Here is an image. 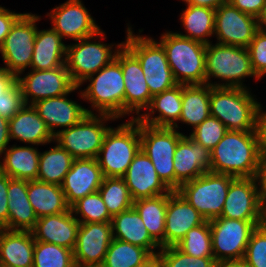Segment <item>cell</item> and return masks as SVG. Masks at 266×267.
Segmentation results:
<instances>
[{"label":"cell","instance_id":"6da1fadb","mask_svg":"<svg viewBox=\"0 0 266 267\" xmlns=\"http://www.w3.org/2000/svg\"><path fill=\"white\" fill-rule=\"evenodd\" d=\"M260 154L255 131H227L211 150L210 172L255 177Z\"/></svg>","mask_w":266,"mask_h":267},{"label":"cell","instance_id":"7a4b0ae2","mask_svg":"<svg viewBox=\"0 0 266 267\" xmlns=\"http://www.w3.org/2000/svg\"><path fill=\"white\" fill-rule=\"evenodd\" d=\"M178 84H205L206 44L166 32L160 42Z\"/></svg>","mask_w":266,"mask_h":267},{"label":"cell","instance_id":"3957f363","mask_svg":"<svg viewBox=\"0 0 266 267\" xmlns=\"http://www.w3.org/2000/svg\"><path fill=\"white\" fill-rule=\"evenodd\" d=\"M261 104L246 87H212L210 85V113L228 131H255L256 113Z\"/></svg>","mask_w":266,"mask_h":267},{"label":"cell","instance_id":"277c9868","mask_svg":"<svg viewBox=\"0 0 266 267\" xmlns=\"http://www.w3.org/2000/svg\"><path fill=\"white\" fill-rule=\"evenodd\" d=\"M140 150V122L136 118L105 135L97 161L104 177H123Z\"/></svg>","mask_w":266,"mask_h":267},{"label":"cell","instance_id":"5b68a950","mask_svg":"<svg viewBox=\"0 0 266 267\" xmlns=\"http://www.w3.org/2000/svg\"><path fill=\"white\" fill-rule=\"evenodd\" d=\"M124 46L139 60L145 81L152 96L176 86L166 53L160 43L152 38L134 35L131 27L127 29Z\"/></svg>","mask_w":266,"mask_h":267},{"label":"cell","instance_id":"8992f818","mask_svg":"<svg viewBox=\"0 0 266 267\" xmlns=\"http://www.w3.org/2000/svg\"><path fill=\"white\" fill-rule=\"evenodd\" d=\"M211 76L222 79L223 81L226 80V83H210ZM248 76H254L259 80L252 69L247 48L219 43L215 45L209 43L206 45L205 84L211 85L212 87L244 88L241 80Z\"/></svg>","mask_w":266,"mask_h":267},{"label":"cell","instance_id":"52a82bcc","mask_svg":"<svg viewBox=\"0 0 266 267\" xmlns=\"http://www.w3.org/2000/svg\"><path fill=\"white\" fill-rule=\"evenodd\" d=\"M86 80L90 84L81 92V98L89 100L99 114L111 115L117 119L124 116V78L121 64L116 59L82 83Z\"/></svg>","mask_w":266,"mask_h":267},{"label":"cell","instance_id":"ba28073f","mask_svg":"<svg viewBox=\"0 0 266 267\" xmlns=\"http://www.w3.org/2000/svg\"><path fill=\"white\" fill-rule=\"evenodd\" d=\"M235 178L207 171L183 183L176 191L209 221L221 216L228 188Z\"/></svg>","mask_w":266,"mask_h":267},{"label":"cell","instance_id":"9c48e42d","mask_svg":"<svg viewBox=\"0 0 266 267\" xmlns=\"http://www.w3.org/2000/svg\"><path fill=\"white\" fill-rule=\"evenodd\" d=\"M183 136L173 127L140 123V149L153 163L158 177L172 191H175L174 152Z\"/></svg>","mask_w":266,"mask_h":267},{"label":"cell","instance_id":"30bf717a","mask_svg":"<svg viewBox=\"0 0 266 267\" xmlns=\"http://www.w3.org/2000/svg\"><path fill=\"white\" fill-rule=\"evenodd\" d=\"M110 119L116 118L106 114H87L70 128L57 130L54 141L74 159L97 158L105 135L110 129L104 122Z\"/></svg>","mask_w":266,"mask_h":267},{"label":"cell","instance_id":"8fae6325","mask_svg":"<svg viewBox=\"0 0 266 267\" xmlns=\"http://www.w3.org/2000/svg\"><path fill=\"white\" fill-rule=\"evenodd\" d=\"M103 34L104 32L100 30L92 36L77 40L76 44L67 45L65 66L76 86L80 87L86 78L110 64L115 59L117 51L124 45V43L118 44V49L113 54L111 50L113 45L89 41L96 38L95 36L104 38Z\"/></svg>","mask_w":266,"mask_h":267},{"label":"cell","instance_id":"7c38bea8","mask_svg":"<svg viewBox=\"0 0 266 267\" xmlns=\"http://www.w3.org/2000/svg\"><path fill=\"white\" fill-rule=\"evenodd\" d=\"M38 20L37 15L23 13L12 25L0 49L6 66L2 68L16 77L31 65L38 29L35 22Z\"/></svg>","mask_w":266,"mask_h":267},{"label":"cell","instance_id":"4fadbf2b","mask_svg":"<svg viewBox=\"0 0 266 267\" xmlns=\"http://www.w3.org/2000/svg\"><path fill=\"white\" fill-rule=\"evenodd\" d=\"M213 258L217 262L244 258L252 232L263 222H250L217 217L209 220Z\"/></svg>","mask_w":266,"mask_h":267},{"label":"cell","instance_id":"5bb4252c","mask_svg":"<svg viewBox=\"0 0 266 267\" xmlns=\"http://www.w3.org/2000/svg\"><path fill=\"white\" fill-rule=\"evenodd\" d=\"M255 177H236L228 193L220 217L263 222L266 207L261 203Z\"/></svg>","mask_w":266,"mask_h":267},{"label":"cell","instance_id":"9a60e30c","mask_svg":"<svg viewBox=\"0 0 266 267\" xmlns=\"http://www.w3.org/2000/svg\"><path fill=\"white\" fill-rule=\"evenodd\" d=\"M17 83L21 87L23 99L26 105L35 102L69 94L77 90L65 65L51 70H32L25 77L17 76Z\"/></svg>","mask_w":266,"mask_h":267},{"label":"cell","instance_id":"2e32d148","mask_svg":"<svg viewBox=\"0 0 266 267\" xmlns=\"http://www.w3.org/2000/svg\"><path fill=\"white\" fill-rule=\"evenodd\" d=\"M112 240L111 222L80 223L73 249L76 267H100Z\"/></svg>","mask_w":266,"mask_h":267},{"label":"cell","instance_id":"e0dca14e","mask_svg":"<svg viewBox=\"0 0 266 267\" xmlns=\"http://www.w3.org/2000/svg\"><path fill=\"white\" fill-rule=\"evenodd\" d=\"M257 30V18L241 12L230 3L216 9L214 33L219 44L247 48Z\"/></svg>","mask_w":266,"mask_h":267},{"label":"cell","instance_id":"ac0fdd59","mask_svg":"<svg viewBox=\"0 0 266 267\" xmlns=\"http://www.w3.org/2000/svg\"><path fill=\"white\" fill-rule=\"evenodd\" d=\"M115 59L121 64L124 78V115L135 111L139 117V111L146 109L152 99L140 62L124 45Z\"/></svg>","mask_w":266,"mask_h":267},{"label":"cell","instance_id":"d6986e66","mask_svg":"<svg viewBox=\"0 0 266 267\" xmlns=\"http://www.w3.org/2000/svg\"><path fill=\"white\" fill-rule=\"evenodd\" d=\"M53 29L62 37L77 41L99 32L101 29L81 3V0H68L55 7L50 13Z\"/></svg>","mask_w":266,"mask_h":267},{"label":"cell","instance_id":"ffe728a7","mask_svg":"<svg viewBox=\"0 0 266 267\" xmlns=\"http://www.w3.org/2000/svg\"><path fill=\"white\" fill-rule=\"evenodd\" d=\"M103 179L97 158L74 159L61 185L68 205L71 207L79 199L97 192Z\"/></svg>","mask_w":266,"mask_h":267},{"label":"cell","instance_id":"44dd1931","mask_svg":"<svg viewBox=\"0 0 266 267\" xmlns=\"http://www.w3.org/2000/svg\"><path fill=\"white\" fill-rule=\"evenodd\" d=\"M205 221V218L177 191H171L167 194L164 247L175 246L190 229Z\"/></svg>","mask_w":266,"mask_h":267},{"label":"cell","instance_id":"7402d4cb","mask_svg":"<svg viewBox=\"0 0 266 267\" xmlns=\"http://www.w3.org/2000/svg\"><path fill=\"white\" fill-rule=\"evenodd\" d=\"M133 201L168 194L170 190L158 177L149 157L140 149L123 176Z\"/></svg>","mask_w":266,"mask_h":267},{"label":"cell","instance_id":"603a6c76","mask_svg":"<svg viewBox=\"0 0 266 267\" xmlns=\"http://www.w3.org/2000/svg\"><path fill=\"white\" fill-rule=\"evenodd\" d=\"M175 191L185 182L210 171L211 151L184 135L174 152Z\"/></svg>","mask_w":266,"mask_h":267},{"label":"cell","instance_id":"cb8c5ba5","mask_svg":"<svg viewBox=\"0 0 266 267\" xmlns=\"http://www.w3.org/2000/svg\"><path fill=\"white\" fill-rule=\"evenodd\" d=\"M79 225V221L70 209L61 214L38 218L31 232L35 241L56 244L73 250Z\"/></svg>","mask_w":266,"mask_h":267},{"label":"cell","instance_id":"d4e9b609","mask_svg":"<svg viewBox=\"0 0 266 267\" xmlns=\"http://www.w3.org/2000/svg\"><path fill=\"white\" fill-rule=\"evenodd\" d=\"M67 95L43 99L32 105L53 136L56 134L54 130L56 127L70 128L79 123L87 114H93L91 110L67 99Z\"/></svg>","mask_w":266,"mask_h":267},{"label":"cell","instance_id":"484cf974","mask_svg":"<svg viewBox=\"0 0 266 267\" xmlns=\"http://www.w3.org/2000/svg\"><path fill=\"white\" fill-rule=\"evenodd\" d=\"M34 246L31 231L0 228V267H33Z\"/></svg>","mask_w":266,"mask_h":267},{"label":"cell","instance_id":"4316f807","mask_svg":"<svg viewBox=\"0 0 266 267\" xmlns=\"http://www.w3.org/2000/svg\"><path fill=\"white\" fill-rule=\"evenodd\" d=\"M146 109L150 110V113L136 117L140 123L155 127L178 128L176 121H179L182 109V84L152 96ZM155 110L159 112V116L153 118L151 114L156 112Z\"/></svg>","mask_w":266,"mask_h":267},{"label":"cell","instance_id":"83f0119b","mask_svg":"<svg viewBox=\"0 0 266 267\" xmlns=\"http://www.w3.org/2000/svg\"><path fill=\"white\" fill-rule=\"evenodd\" d=\"M9 135L10 139L34 145L50 143L54 139L44 120L30 104H25L9 120Z\"/></svg>","mask_w":266,"mask_h":267},{"label":"cell","instance_id":"f1b7e54d","mask_svg":"<svg viewBox=\"0 0 266 267\" xmlns=\"http://www.w3.org/2000/svg\"><path fill=\"white\" fill-rule=\"evenodd\" d=\"M111 223L113 238L147 249L151 254H156L153 251L155 248L161 249L160 245L150 236L140 214L134 207L114 215Z\"/></svg>","mask_w":266,"mask_h":267},{"label":"cell","instance_id":"f546056e","mask_svg":"<svg viewBox=\"0 0 266 267\" xmlns=\"http://www.w3.org/2000/svg\"><path fill=\"white\" fill-rule=\"evenodd\" d=\"M8 230L31 231L37 216L27 195V180L11 179L8 184Z\"/></svg>","mask_w":266,"mask_h":267},{"label":"cell","instance_id":"4dcf8cb0","mask_svg":"<svg viewBox=\"0 0 266 267\" xmlns=\"http://www.w3.org/2000/svg\"><path fill=\"white\" fill-rule=\"evenodd\" d=\"M27 195L37 218L70 210L60 185L27 180Z\"/></svg>","mask_w":266,"mask_h":267},{"label":"cell","instance_id":"1f68e13d","mask_svg":"<svg viewBox=\"0 0 266 267\" xmlns=\"http://www.w3.org/2000/svg\"><path fill=\"white\" fill-rule=\"evenodd\" d=\"M62 39L53 28L37 30L30 65L32 70H51L65 65L67 46Z\"/></svg>","mask_w":266,"mask_h":267},{"label":"cell","instance_id":"d6a6232c","mask_svg":"<svg viewBox=\"0 0 266 267\" xmlns=\"http://www.w3.org/2000/svg\"><path fill=\"white\" fill-rule=\"evenodd\" d=\"M4 161L0 162V171L12 179L37 180L40 153L29 146H12L6 149Z\"/></svg>","mask_w":266,"mask_h":267},{"label":"cell","instance_id":"836d02e7","mask_svg":"<svg viewBox=\"0 0 266 267\" xmlns=\"http://www.w3.org/2000/svg\"><path fill=\"white\" fill-rule=\"evenodd\" d=\"M210 115V85L182 84V109L179 121L195 129Z\"/></svg>","mask_w":266,"mask_h":267},{"label":"cell","instance_id":"e575fe53","mask_svg":"<svg viewBox=\"0 0 266 267\" xmlns=\"http://www.w3.org/2000/svg\"><path fill=\"white\" fill-rule=\"evenodd\" d=\"M133 207L140 214L150 236L161 248H164L167 194L152 198L137 199L133 201Z\"/></svg>","mask_w":266,"mask_h":267},{"label":"cell","instance_id":"d590c367","mask_svg":"<svg viewBox=\"0 0 266 267\" xmlns=\"http://www.w3.org/2000/svg\"><path fill=\"white\" fill-rule=\"evenodd\" d=\"M215 12L216 10L212 8L187 5L180 19L188 34H177L206 45L209 44L210 41L206 38L214 34Z\"/></svg>","mask_w":266,"mask_h":267},{"label":"cell","instance_id":"8d00e7d4","mask_svg":"<svg viewBox=\"0 0 266 267\" xmlns=\"http://www.w3.org/2000/svg\"><path fill=\"white\" fill-rule=\"evenodd\" d=\"M73 160V156L58 144L49 151L40 153L37 180L61 186Z\"/></svg>","mask_w":266,"mask_h":267},{"label":"cell","instance_id":"74e56055","mask_svg":"<svg viewBox=\"0 0 266 267\" xmlns=\"http://www.w3.org/2000/svg\"><path fill=\"white\" fill-rule=\"evenodd\" d=\"M151 255L147 249L113 238L100 267H137Z\"/></svg>","mask_w":266,"mask_h":267},{"label":"cell","instance_id":"f35d334b","mask_svg":"<svg viewBox=\"0 0 266 267\" xmlns=\"http://www.w3.org/2000/svg\"><path fill=\"white\" fill-rule=\"evenodd\" d=\"M98 191L112 217L133 207V200L123 177H104Z\"/></svg>","mask_w":266,"mask_h":267},{"label":"cell","instance_id":"ab89813d","mask_svg":"<svg viewBox=\"0 0 266 267\" xmlns=\"http://www.w3.org/2000/svg\"><path fill=\"white\" fill-rule=\"evenodd\" d=\"M183 253L194 257H213L211 227L208 220L190 229L175 245Z\"/></svg>","mask_w":266,"mask_h":267},{"label":"cell","instance_id":"60d3db41","mask_svg":"<svg viewBox=\"0 0 266 267\" xmlns=\"http://www.w3.org/2000/svg\"><path fill=\"white\" fill-rule=\"evenodd\" d=\"M33 267H76L73 250L56 244L35 241Z\"/></svg>","mask_w":266,"mask_h":267},{"label":"cell","instance_id":"b9f144b4","mask_svg":"<svg viewBox=\"0 0 266 267\" xmlns=\"http://www.w3.org/2000/svg\"><path fill=\"white\" fill-rule=\"evenodd\" d=\"M70 209L73 214H80L83 217V219L77 218L79 223H103L112 221V216L109 214L99 191L79 199Z\"/></svg>","mask_w":266,"mask_h":267},{"label":"cell","instance_id":"7bdbcfd3","mask_svg":"<svg viewBox=\"0 0 266 267\" xmlns=\"http://www.w3.org/2000/svg\"><path fill=\"white\" fill-rule=\"evenodd\" d=\"M161 267H215L213 257H194L180 251L176 246L161 248L158 252Z\"/></svg>","mask_w":266,"mask_h":267},{"label":"cell","instance_id":"ee69618b","mask_svg":"<svg viewBox=\"0 0 266 267\" xmlns=\"http://www.w3.org/2000/svg\"><path fill=\"white\" fill-rule=\"evenodd\" d=\"M227 131L228 129L219 119L210 115L193 129L189 137L211 151L224 137Z\"/></svg>","mask_w":266,"mask_h":267},{"label":"cell","instance_id":"f6af8a7d","mask_svg":"<svg viewBox=\"0 0 266 267\" xmlns=\"http://www.w3.org/2000/svg\"><path fill=\"white\" fill-rule=\"evenodd\" d=\"M243 260L248 267H266V227L263 224L252 232Z\"/></svg>","mask_w":266,"mask_h":267},{"label":"cell","instance_id":"bcb514c9","mask_svg":"<svg viewBox=\"0 0 266 267\" xmlns=\"http://www.w3.org/2000/svg\"><path fill=\"white\" fill-rule=\"evenodd\" d=\"M247 49L252 69L261 79L266 74V32L257 30Z\"/></svg>","mask_w":266,"mask_h":267},{"label":"cell","instance_id":"7dc6e473","mask_svg":"<svg viewBox=\"0 0 266 267\" xmlns=\"http://www.w3.org/2000/svg\"><path fill=\"white\" fill-rule=\"evenodd\" d=\"M25 105L21 87L17 80L2 93L0 116L10 120Z\"/></svg>","mask_w":266,"mask_h":267},{"label":"cell","instance_id":"c3c4849f","mask_svg":"<svg viewBox=\"0 0 266 267\" xmlns=\"http://www.w3.org/2000/svg\"><path fill=\"white\" fill-rule=\"evenodd\" d=\"M10 178L0 171V228L8 230V201L7 192Z\"/></svg>","mask_w":266,"mask_h":267},{"label":"cell","instance_id":"681fc988","mask_svg":"<svg viewBox=\"0 0 266 267\" xmlns=\"http://www.w3.org/2000/svg\"><path fill=\"white\" fill-rule=\"evenodd\" d=\"M229 3L241 12L257 18L266 5V0H229Z\"/></svg>","mask_w":266,"mask_h":267},{"label":"cell","instance_id":"f907efd6","mask_svg":"<svg viewBox=\"0 0 266 267\" xmlns=\"http://www.w3.org/2000/svg\"><path fill=\"white\" fill-rule=\"evenodd\" d=\"M21 15L22 13H14L0 6V49L12 25Z\"/></svg>","mask_w":266,"mask_h":267},{"label":"cell","instance_id":"816d5d0a","mask_svg":"<svg viewBox=\"0 0 266 267\" xmlns=\"http://www.w3.org/2000/svg\"><path fill=\"white\" fill-rule=\"evenodd\" d=\"M255 180L259 183L258 194L261 203L266 207V153L261 152Z\"/></svg>","mask_w":266,"mask_h":267},{"label":"cell","instance_id":"f5cc1de1","mask_svg":"<svg viewBox=\"0 0 266 267\" xmlns=\"http://www.w3.org/2000/svg\"><path fill=\"white\" fill-rule=\"evenodd\" d=\"M261 105L256 113L255 132L261 152L266 153V112H262Z\"/></svg>","mask_w":266,"mask_h":267},{"label":"cell","instance_id":"db71d44e","mask_svg":"<svg viewBox=\"0 0 266 267\" xmlns=\"http://www.w3.org/2000/svg\"><path fill=\"white\" fill-rule=\"evenodd\" d=\"M9 141V120L0 116V156L7 149Z\"/></svg>","mask_w":266,"mask_h":267},{"label":"cell","instance_id":"11a10c76","mask_svg":"<svg viewBox=\"0 0 266 267\" xmlns=\"http://www.w3.org/2000/svg\"><path fill=\"white\" fill-rule=\"evenodd\" d=\"M16 78L14 74L0 67V98L2 97V93L16 81Z\"/></svg>","mask_w":266,"mask_h":267},{"label":"cell","instance_id":"9f6ffc18","mask_svg":"<svg viewBox=\"0 0 266 267\" xmlns=\"http://www.w3.org/2000/svg\"><path fill=\"white\" fill-rule=\"evenodd\" d=\"M187 5L201 6L216 10L221 5L229 3V0H182Z\"/></svg>","mask_w":266,"mask_h":267},{"label":"cell","instance_id":"6f0895ef","mask_svg":"<svg viewBox=\"0 0 266 267\" xmlns=\"http://www.w3.org/2000/svg\"><path fill=\"white\" fill-rule=\"evenodd\" d=\"M137 267H161V262L158 252L156 254H152L147 260H145L142 264H140Z\"/></svg>","mask_w":266,"mask_h":267},{"label":"cell","instance_id":"680465c9","mask_svg":"<svg viewBox=\"0 0 266 267\" xmlns=\"http://www.w3.org/2000/svg\"><path fill=\"white\" fill-rule=\"evenodd\" d=\"M215 267H248L243 259L217 262Z\"/></svg>","mask_w":266,"mask_h":267},{"label":"cell","instance_id":"91938a15","mask_svg":"<svg viewBox=\"0 0 266 267\" xmlns=\"http://www.w3.org/2000/svg\"><path fill=\"white\" fill-rule=\"evenodd\" d=\"M257 29L266 32V5L262 9L260 15L257 17Z\"/></svg>","mask_w":266,"mask_h":267},{"label":"cell","instance_id":"94428289","mask_svg":"<svg viewBox=\"0 0 266 267\" xmlns=\"http://www.w3.org/2000/svg\"><path fill=\"white\" fill-rule=\"evenodd\" d=\"M263 225L266 227V210H265V213H264Z\"/></svg>","mask_w":266,"mask_h":267}]
</instances>
